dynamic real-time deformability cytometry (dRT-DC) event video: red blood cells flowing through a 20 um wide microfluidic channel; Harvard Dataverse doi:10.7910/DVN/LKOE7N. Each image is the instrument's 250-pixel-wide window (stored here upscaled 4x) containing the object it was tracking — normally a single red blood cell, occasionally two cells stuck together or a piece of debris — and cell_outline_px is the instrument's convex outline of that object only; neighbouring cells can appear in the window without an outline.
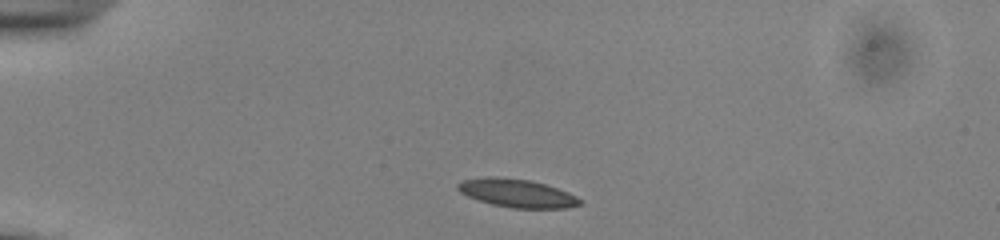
{"species": "common noctule bat (a hibernating species)", "species_latin": "Nyctalus noctula", "temperature_condition": "cold", "stored_images_in_passage": 41, "camera_frame_rate_fps": 3000, "um_per_image_px": 0.085, "animal": {"sex": "male", "body_mass_g": 13.0, "forearm_length_mm": 53.1}, "frame": {"image": 1, "passage_image": 1, "time_ms": 0.0, "image_size_px": [1000, 240], "cell_outline_px": [[584, 204], [564, 208], [512, 208], [492, 204], [468, 196], [460, 192], [456, 188], [456, 184], [464, 180], [488, 176], [496, 176], [532, 180], [568, 192], [584, 200]], "centroid_in_image_um": [43.97, 16.41], "position_along_channel_um": 41.0, "area_um2": 20.17}}
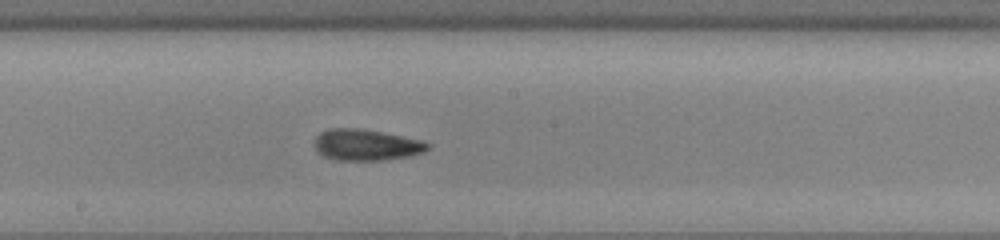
{"frame": {"image": 2, "passage_image": 18, "time_ms": 5.667, "image_size_px": [1000, 240], "cell_outline_px": [[432, 148], [424, 152], [412, 156], [384, 160], [336, 160], [320, 152], [316, 148], [316, 136], [320, 132], [328, 128], [360, 128], [424, 140], [432, 144]], "centroid_in_image_um": [31.23, 12.31], "position_along_channel_um": 217.0, "area_um2": 20.69}}
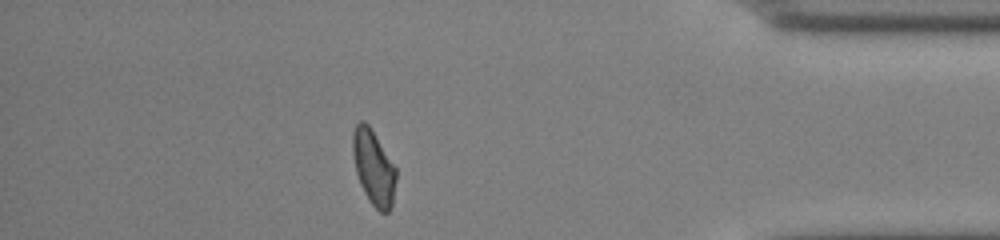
{"frame": {"image": 3, "passage_image": 35, "time_ms": 11.333, "image_size_px": [1000, 240], "cell_outline_px": [[396, 180], [392, 204], [388, 212], [380, 212], [368, 200], [360, 184], [356, 172], [352, 152], [352, 132], [356, 124], [360, 120], [364, 120], [368, 124], [396, 168]], "centroid_in_image_um": [31.73, 14.23], "position_along_channel_um": 403.5, "area_um2": 18.84}, "authors_computed_cell_mechanics": {"area_um2": 19.4786, "velocity_mm_per_s": 3.8788, "shape_relaxation_time_tau1_ms": 5.3023, "shape_relaxation_time_tau2_ms": 3.2905, "deformation_change_tau1": 0.1125, "deformation_change_tau2": 0.0909}}